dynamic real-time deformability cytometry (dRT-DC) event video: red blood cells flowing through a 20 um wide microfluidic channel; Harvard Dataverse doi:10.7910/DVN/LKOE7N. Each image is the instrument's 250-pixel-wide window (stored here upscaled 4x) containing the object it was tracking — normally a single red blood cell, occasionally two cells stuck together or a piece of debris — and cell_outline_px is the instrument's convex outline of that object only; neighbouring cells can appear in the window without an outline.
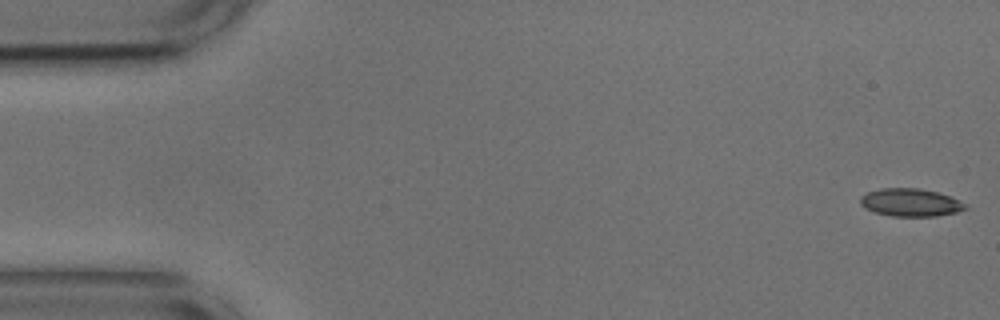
{"species": "common noctule bat (a hibernating species)", "species_latin": "Nyctalus noctula", "temperature_condition": "cold", "stored_images_in_passage": 54, "camera_frame_rate_fps": 3000, "um_per_image_px": 0.085, "animal": {"sex": "male", "body_mass_g": 17.9, "forearm_length_mm": 54.2}, "frame": {"image": 1, "passage_image": 1, "time_ms": 0.0, "image_size_px": [1000, 320], "cell_outline_px": [[968, 208], [956, 212], [936, 216], [892, 216], [876, 212], [864, 208], [860, 204], [860, 196], [868, 192], [880, 188], [920, 188], [936, 192], [948, 196], [968, 204]], "centroid_in_image_um": [77.38, 17.21], "position_along_channel_um": 7.6, "area_um2": 16.99}}
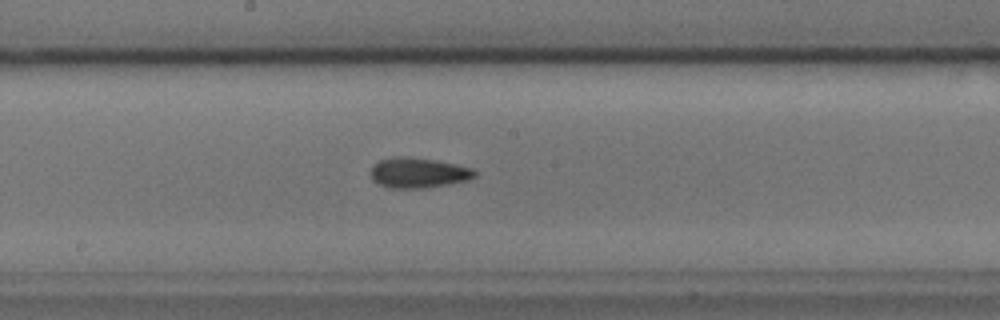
{"frame": {"image": 2, "passage_image": 28, "time_ms": 9.0, "image_size_px": [1000, 320], "cell_outline_px": [[476, 176], [468, 180], [448, 184], [420, 188], [388, 188], [380, 184], [372, 176], [372, 168], [380, 160], [396, 156], [404, 156], [432, 160], [456, 164], [472, 168], [476, 172]], "centroid_in_image_um": [35.59, 14.69], "position_along_channel_um": 212.6, "area_um2": 17.92}}
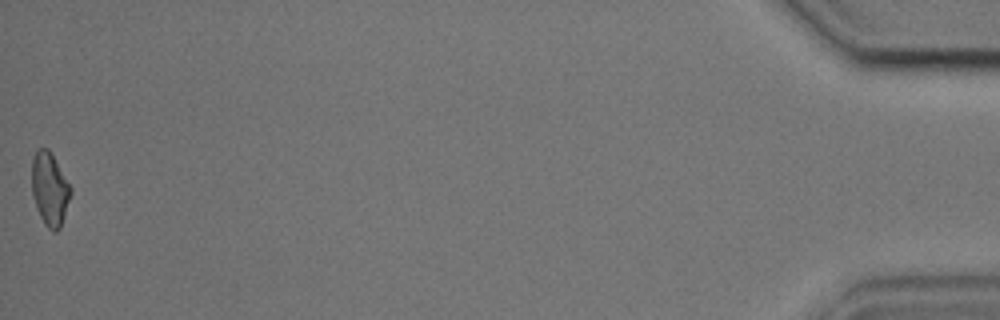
{"frame": {"image": 3, "passage_image": 54, "time_ms": 17.667, "image_size_px": [1000, 320], "cell_outline_px": [[72, 192], [60, 228], [56, 232], [52, 232], [44, 224], [40, 216], [32, 196], [32, 160], [36, 152], [40, 148], [48, 148], [72, 188]], "centroid_in_image_um": [4.23, 16.1], "position_along_channel_um": 431.0, "area_um2": 16.47}, "authors_computed_cell_mechanics": {"area_um2": 16.9932, "velocity_mm_per_s": 3.6661, "shape_relaxation_time_tau1_ms": 9.9139, "shape_relaxation_time_tau2_ms": 6.2845, "deformation_change_tau1": 0.1929, "deformation_change_tau2": 0.1388}}